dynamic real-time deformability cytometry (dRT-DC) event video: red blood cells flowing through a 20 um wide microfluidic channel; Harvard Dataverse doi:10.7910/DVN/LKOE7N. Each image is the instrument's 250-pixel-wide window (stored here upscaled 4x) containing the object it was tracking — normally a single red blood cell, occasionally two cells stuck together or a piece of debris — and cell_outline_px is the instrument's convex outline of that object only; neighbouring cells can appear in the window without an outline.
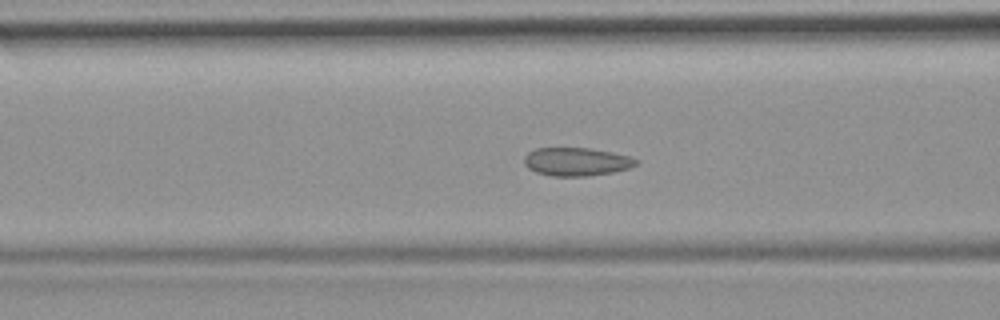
{"species": "common noctule bat (a hibernating species)", "species_latin": "Nyctalus noctula", "temperature_condition": "room temperature", "stored_images_in_passage": 53, "camera_frame_rate_fps": 3000, "um_per_image_px": 0.085, "animal": {"sex": "female", "body_mass_g": 19.9}, "frame": {"image": 1, "passage_image": 21, "time_ms": 6.667, "image_size_px": [1000, 320], "cell_outline_px": [[640, 160], [636, 164], [628, 168], [612, 172], [588, 176], [552, 176], [536, 172], [528, 168], [524, 164], [524, 156], [528, 152], [536, 148], [588, 148], [612, 152], [628, 156]], "centroid_in_image_um": [48.97, 13.74], "position_along_channel_um": 117.6, "area_um2": 18.38}}
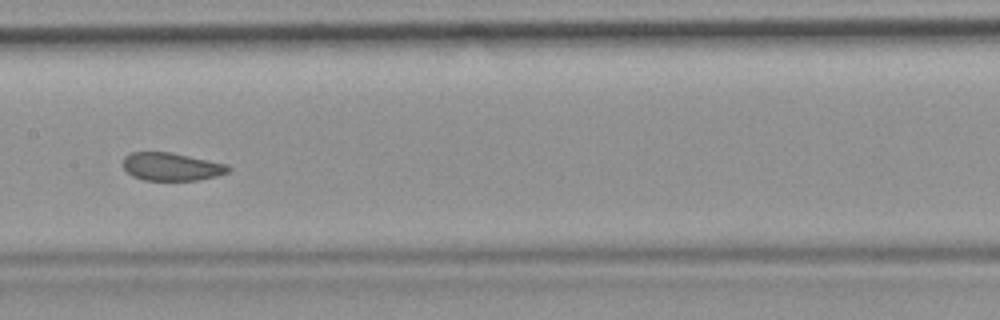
{"frame": {"image": 2, "passage_image": 27, "time_ms": 8.667, "image_size_px": [1000, 320], "cell_outline_px": [[232, 168], [228, 172], [216, 176], [196, 180], [144, 180], [132, 176], [124, 168], [124, 156], [132, 152], [172, 152], [228, 164]], "centroid_in_image_um": [14.6, 14.16], "position_along_channel_um": 192.8, "area_um2": 17.17}}
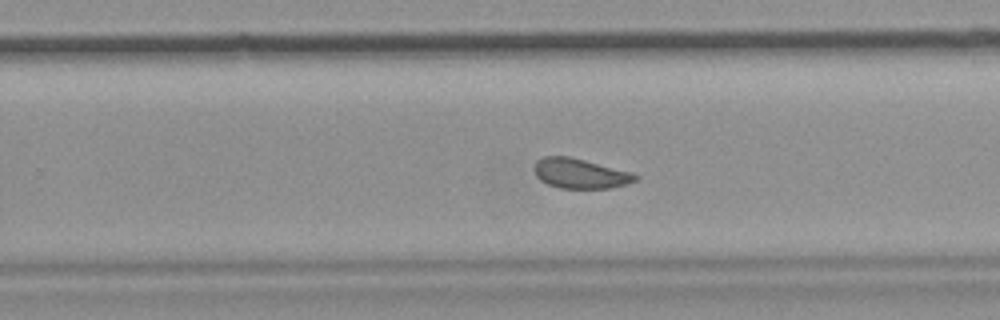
{"frame": {"image": 3, "passage_image": 34, "time_ms": 11.0, "image_size_px": [1000, 320], "cell_outline_px": [[640, 176], [636, 180], [628, 184], [612, 188], [560, 188], [548, 184], [540, 180], [536, 176], [532, 168], [536, 160], [544, 156], [568, 156], [632, 172]], "centroid_in_image_um": [49.3, 14.75], "position_along_channel_um": 280.5, "area_um2": 17.74}, "authors_computed_cell_mechanics": {"area_um2": 18.785, "velocity_mm_per_s": 3.7715, "shape_relaxation_time_tau1_ms": 8.0859, "shape_relaxation_time_tau2_ms": 1.5091, "deformation_change_tau1": 0.09, "deformation_change_tau2": 0.0526}}